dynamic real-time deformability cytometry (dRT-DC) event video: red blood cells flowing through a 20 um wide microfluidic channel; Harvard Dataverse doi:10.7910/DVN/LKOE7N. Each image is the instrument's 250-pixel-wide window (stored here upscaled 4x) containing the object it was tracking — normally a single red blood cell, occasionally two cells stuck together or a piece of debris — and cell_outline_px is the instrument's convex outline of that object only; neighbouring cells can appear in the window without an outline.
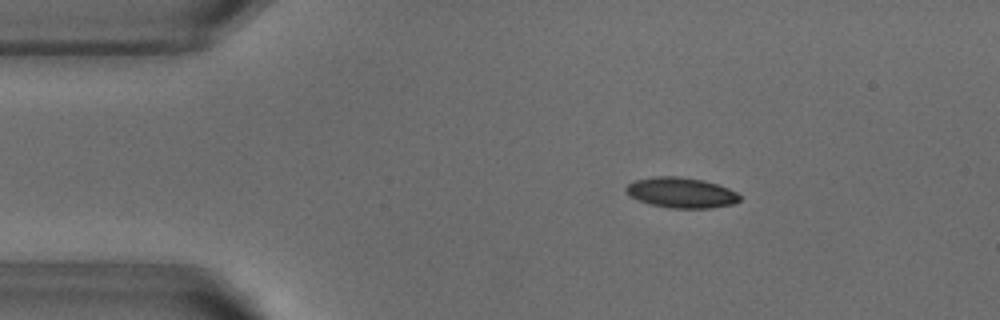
{"species": "common noctule bat (a hibernating species)", "species_latin": "Nyctalus noctula", "temperature_condition": "warm", "stored_images_in_passage": 51, "camera_frame_rate_fps": 3000, "um_per_image_px": 0.085, "animal": {"sex": "male", "body_mass_g": 18.8}, "frame": {"image": 1, "passage_image": 8, "time_ms": 2.333, "image_size_px": [1000, 320], "cell_outline_px": [[740, 200], [732, 204], [712, 208], [672, 208], [652, 204], [628, 196], [624, 188], [628, 184], [636, 180], [656, 176], [676, 176], [704, 180], [728, 188], [736, 192], [740, 196]], "centroid_in_image_um": [57.9, 16.37], "position_along_channel_um": 27.1, "area_um2": 20.0}}
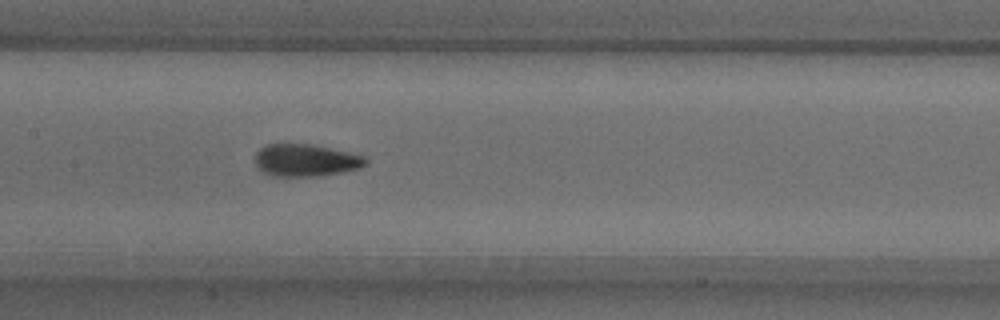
{"frame": {"image": 2, "passage_image": 24, "time_ms": 7.667, "image_size_px": [1000, 320], "cell_outline_px": [[368, 164], [360, 168], [340, 172], [316, 176], [272, 176], [256, 168], [256, 152], [260, 148], [268, 144], [312, 144], [364, 156], [368, 160]], "centroid_in_image_um": [25.98, 13.62], "position_along_channel_um": 181.4, "area_um2": 20.69}}
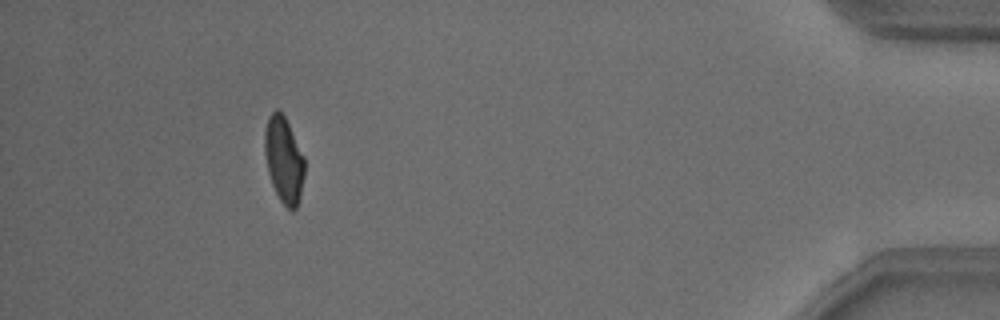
{"frame": {"image": 3, "passage_image": 47, "time_ms": 15.333, "image_size_px": [1000, 320], "cell_outline_px": [[304, 176], [300, 200], [296, 208], [292, 212], [280, 200], [272, 184], [268, 172], [264, 152], [264, 132], [268, 116], [276, 108], [284, 116], [304, 156]], "centroid_in_image_um": [24.12, 13.6], "position_along_channel_um": 411.1, "area_um2": 20.0}, "authors_computed_cell_mechanics": {"area_um2": 20.4034, "velocity_mm_per_s": 3.8295, "shape_relaxation_time_tau1_ms": 4.7219, "shape_relaxation_time_tau2_ms": 1.1443, "deformation_change_tau1": 0.1579, "deformation_change_tau2": 0.0636}}